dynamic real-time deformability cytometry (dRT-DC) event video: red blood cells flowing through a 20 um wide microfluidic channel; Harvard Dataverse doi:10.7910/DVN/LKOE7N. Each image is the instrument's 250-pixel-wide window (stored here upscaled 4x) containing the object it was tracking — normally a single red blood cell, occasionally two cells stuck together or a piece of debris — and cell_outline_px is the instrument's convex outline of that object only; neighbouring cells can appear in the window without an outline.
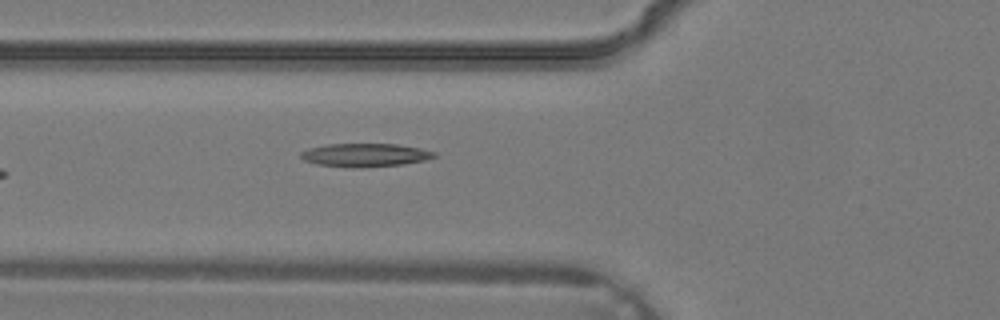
{"species": "common noctule bat (a hibernating species)", "species_latin": "Nyctalus noctula", "temperature_condition": "warm", "stored_images_in_passage": 4, "camera_frame_rate_fps": 3000, "um_per_image_px": 0.085, "animal": {"sex": "male", "body_mass_g": 19.2, "forearm_length_mm": 51.8}, "frame": {"image": 1, "passage_image": 4, "time_ms": 1.0, "image_size_px": [1000, 320], "cell_outline_px": [[436, 156], [424, 160], [400, 164], [316, 164], [304, 160], [300, 156], [300, 152], [308, 148], [328, 144], [396, 144], [420, 148], [436, 152]], "centroid_in_image_um": [31.04, 13.11], "position_along_channel_um": 94.8, "area_um2": 16.76}}